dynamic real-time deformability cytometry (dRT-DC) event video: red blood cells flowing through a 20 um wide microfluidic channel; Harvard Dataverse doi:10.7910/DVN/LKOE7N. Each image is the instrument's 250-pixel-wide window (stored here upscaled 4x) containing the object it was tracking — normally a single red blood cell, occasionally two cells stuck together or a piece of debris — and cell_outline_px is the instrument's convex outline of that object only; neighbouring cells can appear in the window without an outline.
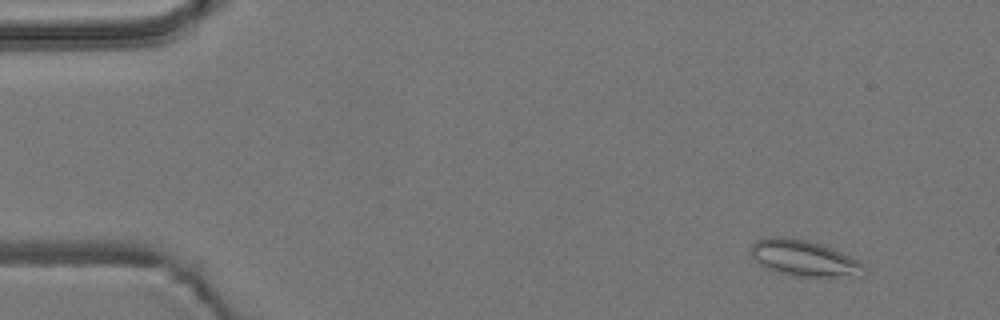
{"species": "common noctule bat (a hibernating species)", "species_latin": "Nyctalus noctula", "temperature_condition": "room temperature", "stored_images_in_passage": 5, "camera_frame_rate_fps": 3000, "um_per_image_px": 0.085, "animal": {"sex": "male", "body_mass_g": 19.2, "forearm_length_mm": 51.8}, "frame": {"image": 1, "passage_image": 2, "time_ms": 1.0, "image_size_px": [1000, 320], "cell_outline_px": [[868, 272], [864, 276], [788, 276], [768, 268], [760, 264], [752, 256], [752, 244], [756, 240], [768, 236], [784, 236], [808, 240], [832, 248], [860, 260], [868, 268]], "centroid_in_image_um": [68.41, 21.94], "position_along_channel_um": 16.6, "area_um2": 24.04}}